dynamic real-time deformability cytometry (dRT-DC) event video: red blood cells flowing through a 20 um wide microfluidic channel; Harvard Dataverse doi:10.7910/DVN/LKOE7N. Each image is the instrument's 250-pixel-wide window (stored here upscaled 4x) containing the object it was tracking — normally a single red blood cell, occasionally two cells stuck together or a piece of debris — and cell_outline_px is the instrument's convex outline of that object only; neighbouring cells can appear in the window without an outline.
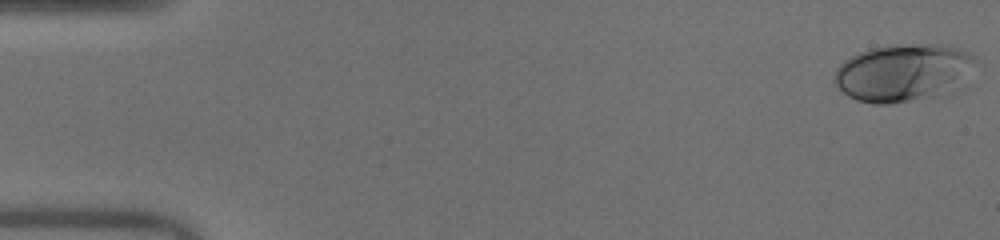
{"species": "human", "species_latin": "Homo sapiens", "temperature_condition": "warm", "stored_images_in_passage": 50, "camera_frame_rate_fps": 3000, "um_per_image_px": 0.085, "donor": {"sex": "male"}, "frame": {"image": 1, "passage_image": 1, "time_ms": 0.0, "image_size_px": [1000, 240], "cell_outline_px": [[976, 60], [952, 92], [936, 96], [888, 104], [872, 104], [856, 100], [848, 96], [832, 84], [832, 76], [836, 68], [840, 64], [852, 56], [868, 48], [896, 44], [936, 44], [956, 48], [968, 52], [976, 56]], "centroid_in_image_um": [76.68, 6.18], "position_along_channel_um": 8.3, "area_um2": 47.28}}
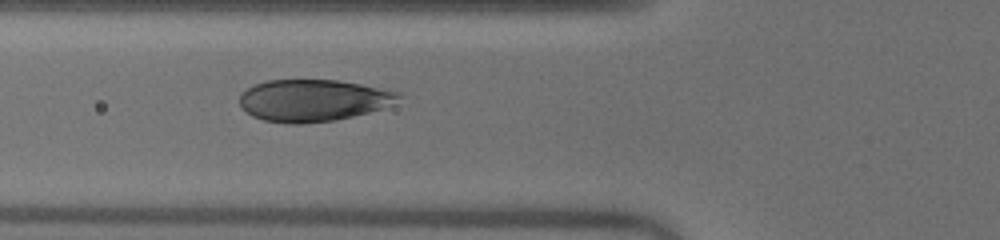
{"frame": {"image": 2, "passage_image": 19, "time_ms": 6.0, "image_size_px": [1000, 240], "cell_outline_px": [[404, 96], [384, 108], [336, 120], [300, 124], [292, 124], [264, 120], [252, 116], [240, 104], [240, 92], [256, 84], [268, 80], [336, 80], [360, 84], [400, 92]], "centroid_in_image_um": [26.63, 8.53], "position_along_channel_um": 99.2, "area_um2": 38.67}}
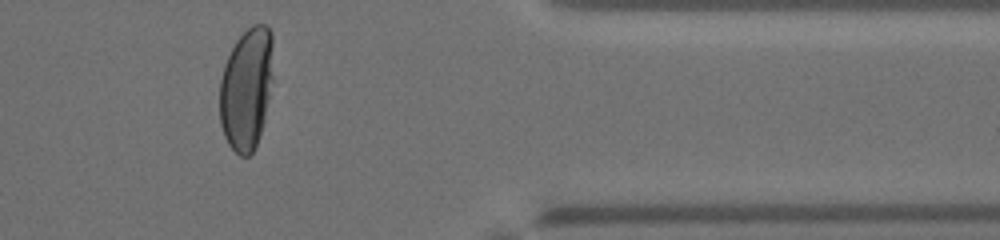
{"frame": {"image": 3, "passage_image": 42, "time_ms": 13.667, "image_size_px": [1000, 240], "cell_outline_px": [[272, 80], [264, 120], [256, 144], [252, 152], [248, 156], [240, 156], [228, 144], [224, 136], [220, 124], [220, 80], [224, 64], [236, 40], [252, 24], [268, 24], [272, 32]], "centroid_in_image_um": [20.94, 7.51], "position_along_channel_um": 390.5, "area_um2": 38.09}, "authors_computed_cell_mechanics": {"area_um2": 41.1247, "velocity_mm_per_s": 4.0484, "shape_relaxation_time_tau1_ms": 3.3185, "shape_relaxation_time_tau2_ms": null, "deformation_change_tau1": 0.2082, "deformation_change_tau2": null}}